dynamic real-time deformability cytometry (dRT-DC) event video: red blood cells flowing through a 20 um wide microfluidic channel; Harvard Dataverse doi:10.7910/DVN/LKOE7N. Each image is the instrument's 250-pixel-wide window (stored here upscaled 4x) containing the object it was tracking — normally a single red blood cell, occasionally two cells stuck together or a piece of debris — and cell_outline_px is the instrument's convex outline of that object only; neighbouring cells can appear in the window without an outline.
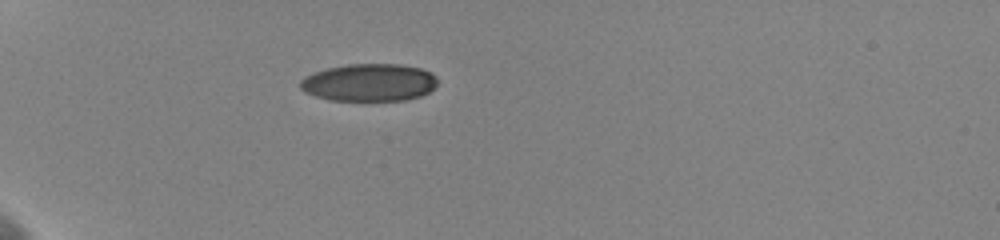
{"species": "human", "species_latin": "Homo sapiens", "temperature_condition": "cold", "stored_images_in_passage": 8, "camera_frame_rate_fps": 3000, "um_per_image_px": 0.085, "donor": {"sex": "female"}, "frame": {"image": 1, "passage_image": 4, "time_ms": 1.667, "image_size_px": [1000, 240], "cell_outline_px": [[436, 84], [428, 92], [420, 96], [404, 100], [328, 100], [304, 92], [300, 88], [300, 80], [304, 76], [328, 68], [348, 64], [400, 64], [420, 68], [432, 72], [436, 76]], "centroid_in_image_um": [31.37, 7.01], "position_along_channel_um": 53.6, "area_um2": 29.94}}